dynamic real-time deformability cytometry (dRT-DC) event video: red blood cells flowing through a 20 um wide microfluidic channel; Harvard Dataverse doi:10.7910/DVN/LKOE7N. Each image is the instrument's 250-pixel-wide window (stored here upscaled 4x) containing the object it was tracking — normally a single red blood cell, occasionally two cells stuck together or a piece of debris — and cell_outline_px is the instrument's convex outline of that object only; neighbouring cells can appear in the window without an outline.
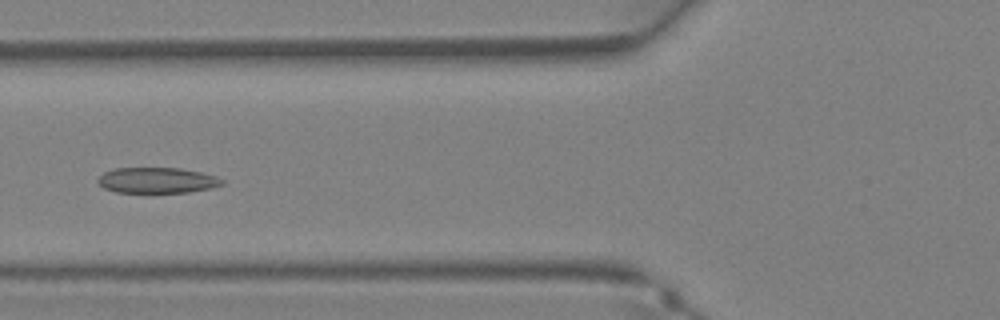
{"species": "Egyptian fruit bat (a non-hibernating species)", "species_latin": "Rousettus aegyptiacus", "temperature_condition": "warm", "stored_images_in_passage": 37, "camera_frame_rate_fps": 3000, "um_per_image_px": 0.085, "animal": {"sex": "female"}, "frame": {"image": 1, "passage_image": 15, "time_ms": 4.667, "image_size_px": [1000, 320], "cell_outline_px": [[224, 184], [212, 188], [188, 192], [116, 192], [104, 188], [96, 180], [104, 172], [112, 168], [180, 168], [200, 172], [224, 180]], "centroid_in_image_um": [13.33, 15.32], "position_along_channel_um": 112.5, "area_um2": 18.44}}
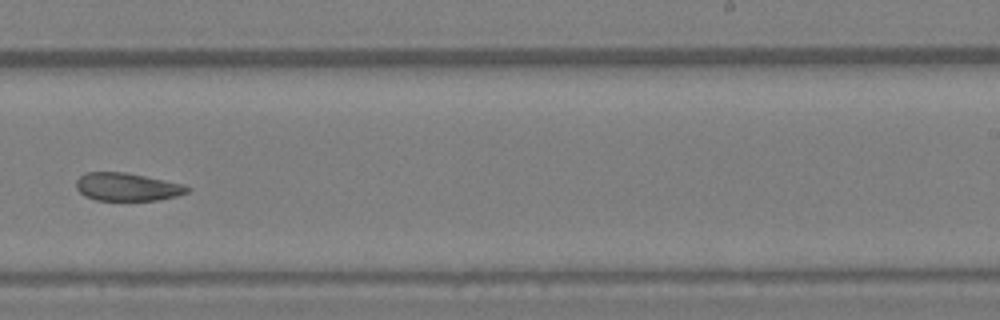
{"frame": {"image": 2, "passage_image": 24, "time_ms": 7.667, "image_size_px": [1000, 320], "cell_outline_px": [[192, 188], [188, 192], [176, 196], [160, 200], [96, 200], [84, 196], [76, 188], [76, 180], [80, 176], [88, 172], [124, 172], [184, 184]], "centroid_in_image_um": [10.81, 15.89], "position_along_channel_um": 278.2, "area_um2": 18.09}}
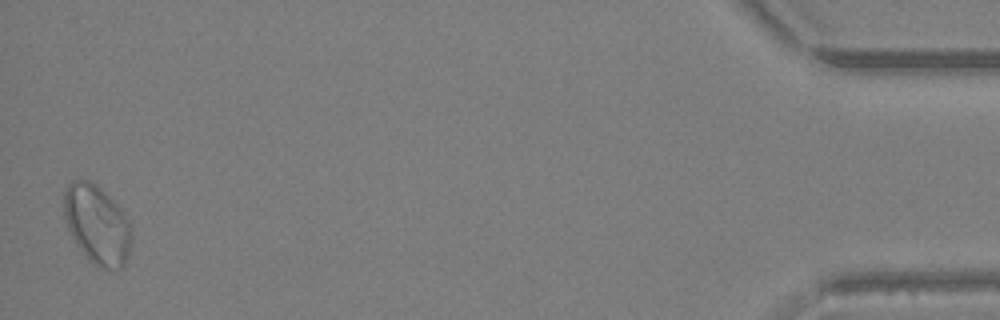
{"frame": {"image": 3, "passage_image": 37, "time_ms": 12.0, "image_size_px": [1000, 320], "cell_outline_px": [[132, 240], [128, 256], [124, 268], [104, 268], [88, 260], [76, 244], [68, 228], [64, 216], [64, 192], [68, 184], [72, 180], [88, 180], [96, 184], [120, 208], [132, 224]], "centroid_in_image_um": [8.27, 19.09], "position_along_channel_um": 426.9, "area_um2": 31.15}}